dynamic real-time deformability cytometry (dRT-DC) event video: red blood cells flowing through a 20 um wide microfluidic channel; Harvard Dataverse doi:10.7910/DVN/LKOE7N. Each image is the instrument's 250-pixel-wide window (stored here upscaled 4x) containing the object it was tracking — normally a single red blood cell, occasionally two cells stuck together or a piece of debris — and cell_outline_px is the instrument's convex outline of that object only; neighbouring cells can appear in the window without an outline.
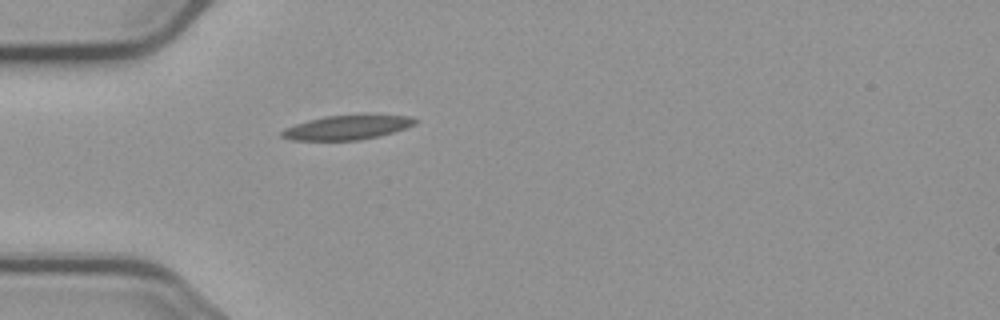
{"species": "common noctule bat (a hibernating species)", "species_latin": "Nyctalus noctula", "temperature_condition": "cold", "stored_images_in_passage": 2, "camera_frame_rate_fps": 3000, "um_per_image_px": 0.085, "animal": {"sex": "male", "body_mass_g": 23.1, "forearm_length_mm": 52.7}, "frame": {"image": 1, "passage_image": 2, "time_ms": 2.333, "image_size_px": [1000, 320], "cell_outline_px": [[416, 124], [380, 136], [360, 140], [292, 140], [280, 136], [280, 132], [284, 128], [308, 120], [324, 116], [408, 116], [416, 120]], "centroid_in_image_um": [29.42, 10.86], "position_along_channel_um": 55.6, "area_um2": 18.38}}